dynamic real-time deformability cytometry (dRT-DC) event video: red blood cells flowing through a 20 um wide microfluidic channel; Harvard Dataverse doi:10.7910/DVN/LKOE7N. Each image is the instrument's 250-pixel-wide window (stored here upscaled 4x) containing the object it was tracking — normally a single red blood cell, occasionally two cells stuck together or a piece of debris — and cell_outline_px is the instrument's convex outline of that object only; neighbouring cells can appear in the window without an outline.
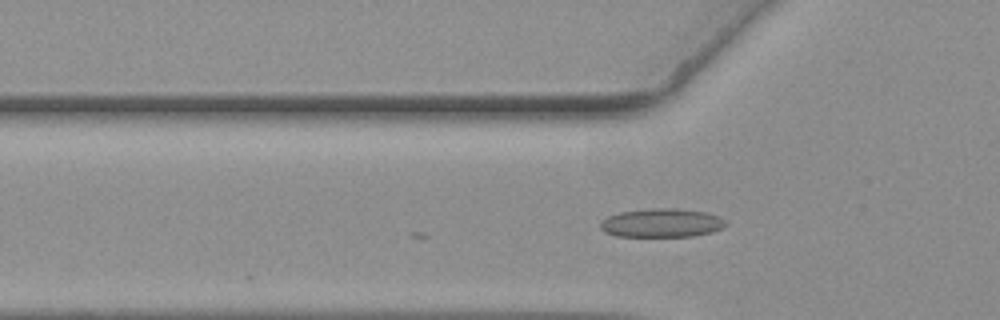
{"species": "common noctule bat (a hibernating species)", "species_latin": "Nyctalus noctula", "temperature_condition": "warm", "stored_images_in_passage": 17, "camera_frame_rate_fps": 3000, "um_per_image_px": 0.085, "animal": {"sex": "female", "body_mass_g": 19.3, "forearm_length_mm": 54.1}, "frame": {"image": 1, "passage_image": 17, "time_ms": 5.333, "image_size_px": [1000, 320], "cell_outline_px": [[728, 224], [724, 228], [712, 232], [692, 236], [616, 236], [604, 232], [600, 228], [600, 224], [608, 216], [620, 212], [652, 208], [676, 208], [704, 212], [720, 216]], "centroid_in_image_um": [56.27, 18.95], "position_along_channel_um": 69.5, "area_um2": 20.98}}